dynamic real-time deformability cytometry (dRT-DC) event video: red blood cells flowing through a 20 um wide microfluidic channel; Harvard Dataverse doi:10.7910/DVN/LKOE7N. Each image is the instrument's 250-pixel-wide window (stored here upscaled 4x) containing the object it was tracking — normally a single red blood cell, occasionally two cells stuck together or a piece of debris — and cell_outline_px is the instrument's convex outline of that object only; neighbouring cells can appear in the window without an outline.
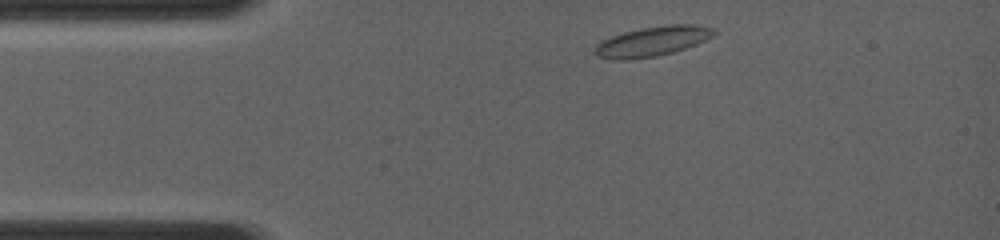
{"species": "common noctule bat (a hibernating species)", "species_latin": "Nyctalus noctula", "temperature_condition": "room temperature", "stored_images_in_passage": 3, "camera_frame_rate_fps": 4000, "um_per_image_px": 0.085, "animal": {"sex": "female", "body_mass_g": 19.0, "forearm_length_mm": 56.7}, "frame": {"image": 1, "passage_image": 1, "time_ms": 0.0, "image_size_px": [1000, 240], "cell_outline_px": [[716, 32], [712, 36], [696, 44], [672, 52], [656, 56], [624, 60], [612, 60], [596, 56], [596, 44], [600, 40], [624, 32], [640, 28], [668, 24], [692, 24], [716, 28]], "centroid_in_image_um": [55.43, 3.5], "position_along_channel_um": 29.6, "area_um2": 20.63}}